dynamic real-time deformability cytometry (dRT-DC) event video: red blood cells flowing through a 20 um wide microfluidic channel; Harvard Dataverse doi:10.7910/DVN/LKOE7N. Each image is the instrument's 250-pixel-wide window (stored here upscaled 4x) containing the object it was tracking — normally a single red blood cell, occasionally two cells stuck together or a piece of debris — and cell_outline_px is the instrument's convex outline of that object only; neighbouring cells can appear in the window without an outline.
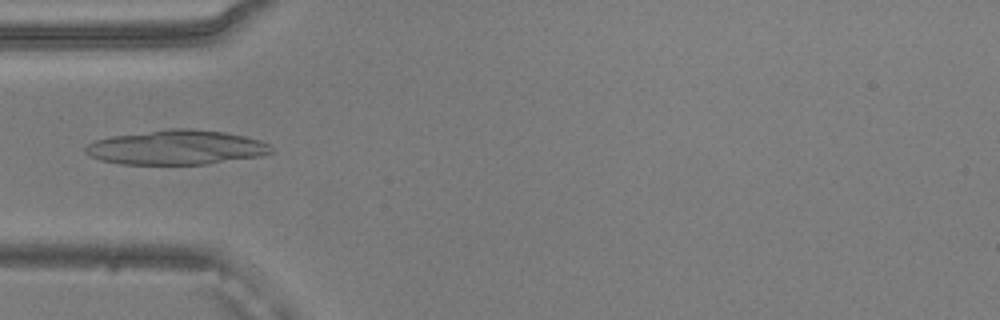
{"species": "common noctule bat (a hibernating species)", "species_latin": "Nyctalus noctula", "temperature_condition": "warm", "stored_images_in_passage": 42, "camera_frame_rate_fps": 3000, "um_per_image_px": 0.085, "animal": {"sex": "male", "body_mass_g": 20.5, "forearm_length_mm": 52.5}, "frame": {"image": 1, "passage_image": 7, "time_ms": 2.0, "image_size_px": [1000, 320], "cell_outline_px": [[272, 152], [264, 156], [208, 164], [120, 164], [100, 160], [84, 152], [84, 148], [88, 144], [96, 140], [112, 136], [168, 128], [188, 128], [224, 132], [244, 136], [260, 140], [268, 144], [272, 148]], "centroid_in_image_um": [15.02, 12.53], "position_along_channel_um": 70.0, "area_um2": 37.51}}
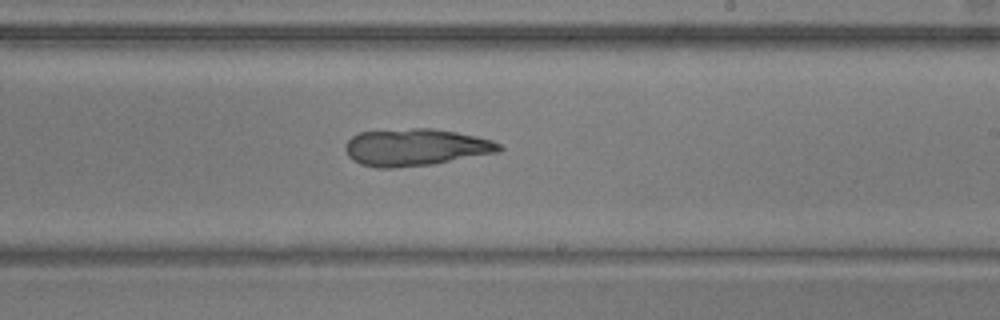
{"frame": {"image": 2, "passage_image": 21, "time_ms": 6.667, "image_size_px": [1000, 320], "cell_outline_px": [[504, 148], [500, 152], [432, 164], [392, 168], [376, 168], [360, 164], [352, 160], [348, 156], [344, 148], [348, 140], [352, 136], [360, 132], [412, 128], [432, 128], [456, 132], [476, 136], [492, 140], [500, 144]], "centroid_in_image_um": [35.32, 12.52], "position_along_channel_um": 253.7, "area_um2": 33.35}}
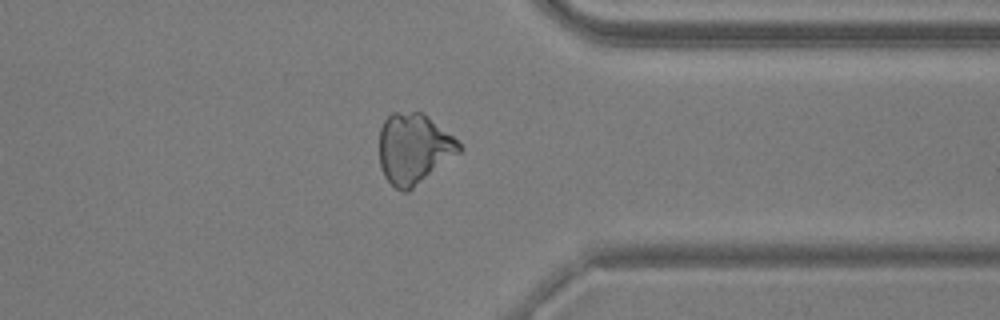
{"frame": {"image": 3, "passage_image": 31, "time_ms": 10.0, "image_size_px": [1000, 320], "cell_outline_px": [[464, 148], [460, 152], [408, 192], [404, 192], [396, 188], [384, 176], [380, 164], [380, 128], [384, 120], [392, 112], [424, 112], [452, 136]], "centroid_in_image_um": [35.17, 12.62], "position_along_channel_um": 376.2, "area_um2": 32.6}}